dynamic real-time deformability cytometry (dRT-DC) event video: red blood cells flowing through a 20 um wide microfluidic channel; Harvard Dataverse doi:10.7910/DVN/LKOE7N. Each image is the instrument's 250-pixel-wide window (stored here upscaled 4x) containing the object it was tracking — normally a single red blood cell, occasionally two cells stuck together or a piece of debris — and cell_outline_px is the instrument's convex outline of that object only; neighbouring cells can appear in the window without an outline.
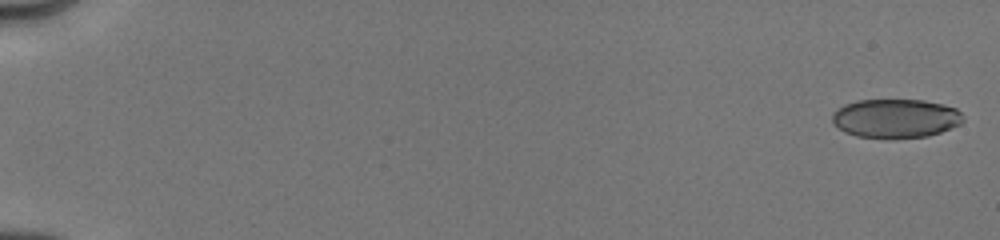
{"species": "human", "species_latin": "Homo sapiens", "temperature_condition": "cold", "stored_images_in_passage": 46, "camera_frame_rate_fps": 3000, "um_per_image_px": 0.085, "donor": {"sex": "male"}, "frame": {"image": 1, "passage_image": 2, "time_ms": 0.333, "image_size_px": [1000, 240], "cell_outline_px": [[964, 120], [960, 124], [940, 132], [928, 136], [856, 136], [844, 132], [832, 120], [832, 112], [844, 104], [856, 100], [924, 100], [944, 104], [956, 108], [964, 116]], "centroid_in_image_um": [76.14, 10.02], "position_along_channel_um": 8.9, "area_um2": 29.19}}
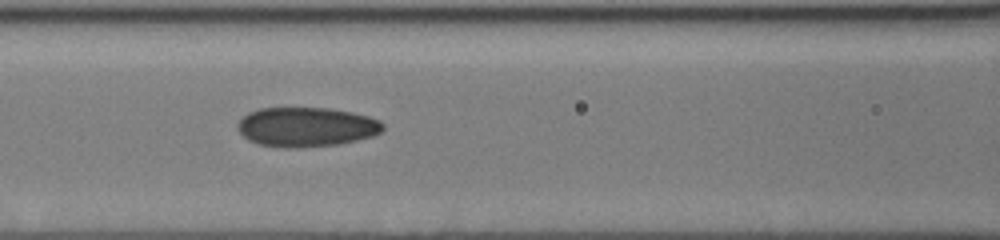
{"frame": {"image": 2, "passage_image": 24, "time_ms": 8.333, "image_size_px": [1000, 240], "cell_outline_px": [[384, 128], [380, 132], [372, 136], [340, 144], [296, 148], [284, 148], [260, 144], [248, 140], [236, 128], [236, 124], [248, 112], [260, 108], [332, 108], [352, 112], [368, 116], [380, 120], [384, 124]], "centroid_in_image_um": [26.04, 10.79], "position_along_channel_um": 140.6, "area_um2": 33.58}}
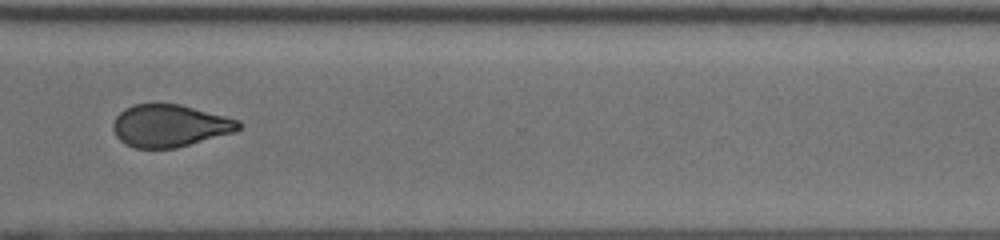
{"frame": {"image": 3, "passage_image": 45, "time_ms": 13.667, "image_size_px": [1000, 240], "cell_outline_px": [[244, 124], [236, 132], [176, 148], [136, 148], [124, 144], [116, 136], [112, 128], [112, 124], [116, 116], [124, 108], [132, 104], [180, 104], [240, 120]], "centroid_in_image_um": [14.44, 10.69], "position_along_channel_um": 356.2, "area_um2": 31.21}}